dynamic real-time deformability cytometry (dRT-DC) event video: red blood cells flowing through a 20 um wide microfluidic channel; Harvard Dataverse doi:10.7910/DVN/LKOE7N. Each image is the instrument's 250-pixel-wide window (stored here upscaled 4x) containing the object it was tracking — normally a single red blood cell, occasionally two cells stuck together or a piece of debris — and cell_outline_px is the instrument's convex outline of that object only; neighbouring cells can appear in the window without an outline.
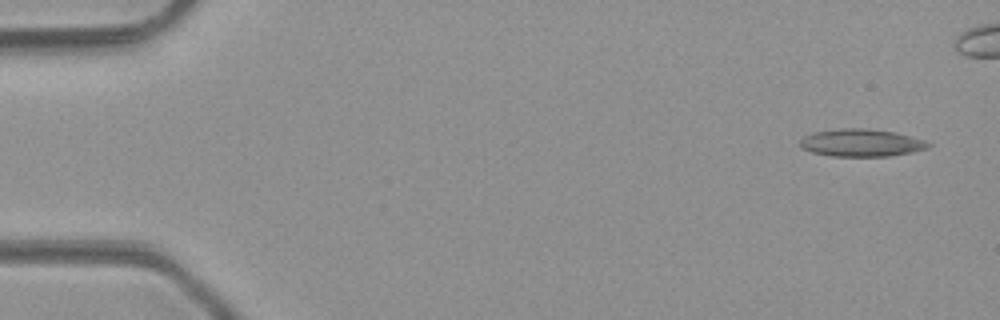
{"species": "common noctule bat (a hibernating species)", "species_latin": "Nyctalus noctula", "temperature_condition": "room temperature", "stored_images_in_passage": 5, "camera_frame_rate_fps": 3000, "um_per_image_px": 0.085, "animal": {"sex": "male", "body_mass_g": 23.1, "forearm_length_mm": 52.7}, "frame": {"image": 1, "passage_image": 1, "time_ms": 0.0, "image_size_px": [1000, 320], "cell_outline_px": [[932, 144], [928, 148], [912, 152], [888, 156], [832, 156], [812, 152], [800, 148], [800, 140], [804, 136], [816, 132], [844, 128], [868, 128], [892, 132], [924, 140]], "centroid_in_image_um": [73.2, 12.14], "position_along_channel_um": 11.8, "area_um2": 20.35}}